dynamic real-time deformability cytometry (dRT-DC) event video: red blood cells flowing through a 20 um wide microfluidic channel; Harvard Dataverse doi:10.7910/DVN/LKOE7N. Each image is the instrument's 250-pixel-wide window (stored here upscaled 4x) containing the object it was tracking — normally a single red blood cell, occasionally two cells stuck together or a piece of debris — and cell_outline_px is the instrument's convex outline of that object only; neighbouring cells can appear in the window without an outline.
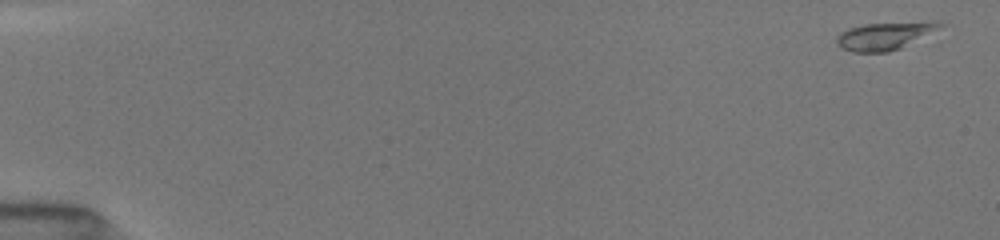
{"species": "common noctule bat (a hibernating species)", "species_latin": "Nyctalus noctula", "temperature_condition": "room temperature", "stored_images_in_passage": 51, "camera_frame_rate_fps": 3000, "um_per_image_px": 0.085, "animal": {"sex": "female", "body_mass_g": 19.5, "forearm_length_mm": 54.1}, "frame": {"image": 1, "passage_image": 1, "time_ms": 0.0, "image_size_px": [1000, 240], "cell_outline_px": [[944, 24], [900, 48], [888, 52], [852, 52], [840, 48], [836, 44], [836, 36], [840, 32], [848, 28], [864, 24], [932, 20]], "centroid_in_image_um": [75.09, 3.04], "position_along_channel_um": 9.9, "area_um2": 16.53}}
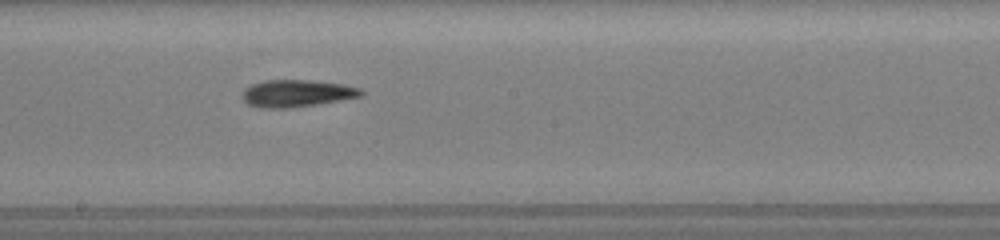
{"frame": {"image": 2, "passage_image": 29, "time_ms": 9.333, "image_size_px": [1000, 240], "cell_outline_px": [[364, 96], [316, 104], [288, 108], [260, 108], [248, 104], [240, 96], [244, 88], [252, 84], [264, 80], [308, 80], [344, 84], [360, 88], [364, 92]], "centroid_in_image_um": [25.21, 7.93], "position_along_channel_um": 223.0, "area_um2": 18.9}}
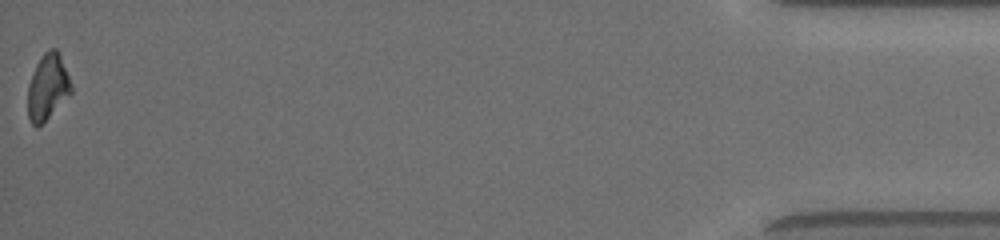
{"frame": {"image": 3, "passage_image": 51, "time_ms": 16.667, "image_size_px": [1000, 240], "cell_outline_px": [[72, 92], [36, 128], [32, 124], [28, 116], [28, 84], [36, 64], [44, 52], [48, 48], [56, 48], [60, 52], [72, 88]], "centroid_in_image_um": [4.04, 7.34], "position_along_channel_um": 431.2, "area_um2": 16.36}, "authors_computed_cell_mechanics": {"area_um2": 17.629, "velocity_mm_per_s": 4.0197, "shape_relaxation_time_tau1_ms": 9.9048, "shape_relaxation_time_tau2_ms": 4.5047, "deformation_change_tau1": 0.2514, "deformation_change_tau2": 0.1337}}